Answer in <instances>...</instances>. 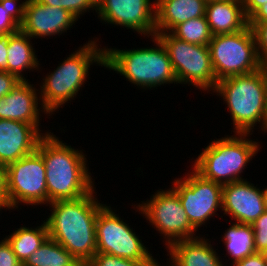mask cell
<instances>
[{"label":"cell","mask_w":267,"mask_h":266,"mask_svg":"<svg viewBox=\"0 0 267 266\" xmlns=\"http://www.w3.org/2000/svg\"><path fill=\"white\" fill-rule=\"evenodd\" d=\"M94 191L75 200L50 202L51 213L45 219L49 237L67 249L83 266L97 252L96 217L106 205L97 200Z\"/></svg>","instance_id":"6da1fadb"},{"label":"cell","mask_w":267,"mask_h":266,"mask_svg":"<svg viewBox=\"0 0 267 266\" xmlns=\"http://www.w3.org/2000/svg\"><path fill=\"white\" fill-rule=\"evenodd\" d=\"M59 138L52 132L45 134L37 147L46 169L48 204L75 200L95 190L86 154Z\"/></svg>","instance_id":"7a4b0ae2"},{"label":"cell","mask_w":267,"mask_h":266,"mask_svg":"<svg viewBox=\"0 0 267 266\" xmlns=\"http://www.w3.org/2000/svg\"><path fill=\"white\" fill-rule=\"evenodd\" d=\"M212 93L222 97L227 105L233 122L234 130L231 132L253 134L259 124V131L265 133L267 66L249 74L221 79Z\"/></svg>","instance_id":"3957f363"},{"label":"cell","mask_w":267,"mask_h":266,"mask_svg":"<svg viewBox=\"0 0 267 266\" xmlns=\"http://www.w3.org/2000/svg\"><path fill=\"white\" fill-rule=\"evenodd\" d=\"M98 40L96 37L79 46L42 79L39 86L40 99L50 116L76 98L87 81L91 65L104 66V47L101 48Z\"/></svg>","instance_id":"277c9868"},{"label":"cell","mask_w":267,"mask_h":266,"mask_svg":"<svg viewBox=\"0 0 267 266\" xmlns=\"http://www.w3.org/2000/svg\"><path fill=\"white\" fill-rule=\"evenodd\" d=\"M154 47L117 49L104 47V67L125 77L137 87L153 90L164 84H177L169 55L156 37Z\"/></svg>","instance_id":"5b68a950"},{"label":"cell","mask_w":267,"mask_h":266,"mask_svg":"<svg viewBox=\"0 0 267 266\" xmlns=\"http://www.w3.org/2000/svg\"><path fill=\"white\" fill-rule=\"evenodd\" d=\"M250 135L234 133L213 139L194 159L192 167L204 178L222 185L246 180L241 174L261 149Z\"/></svg>","instance_id":"8992f818"},{"label":"cell","mask_w":267,"mask_h":266,"mask_svg":"<svg viewBox=\"0 0 267 266\" xmlns=\"http://www.w3.org/2000/svg\"><path fill=\"white\" fill-rule=\"evenodd\" d=\"M211 62L216 80L255 72L261 63L252 28L234 33L213 35L209 42Z\"/></svg>","instance_id":"52a82bcc"},{"label":"cell","mask_w":267,"mask_h":266,"mask_svg":"<svg viewBox=\"0 0 267 266\" xmlns=\"http://www.w3.org/2000/svg\"><path fill=\"white\" fill-rule=\"evenodd\" d=\"M22 203L48 206L46 169L37 150L5 167V210L18 209Z\"/></svg>","instance_id":"ba28073f"},{"label":"cell","mask_w":267,"mask_h":266,"mask_svg":"<svg viewBox=\"0 0 267 266\" xmlns=\"http://www.w3.org/2000/svg\"><path fill=\"white\" fill-rule=\"evenodd\" d=\"M155 36L165 47L177 82L196 87L200 91H214L217 80L211 62L209 46L191 44L174 37L170 32Z\"/></svg>","instance_id":"9c48e42d"},{"label":"cell","mask_w":267,"mask_h":266,"mask_svg":"<svg viewBox=\"0 0 267 266\" xmlns=\"http://www.w3.org/2000/svg\"><path fill=\"white\" fill-rule=\"evenodd\" d=\"M141 202L134 204L133 210L145 216L149 224L156 228L164 238L166 248L177 241L198 237L178 195L171 188L159 189L150 200Z\"/></svg>","instance_id":"30bf717a"},{"label":"cell","mask_w":267,"mask_h":266,"mask_svg":"<svg viewBox=\"0 0 267 266\" xmlns=\"http://www.w3.org/2000/svg\"><path fill=\"white\" fill-rule=\"evenodd\" d=\"M135 229L105 205L96 217L97 252L134 261H156Z\"/></svg>","instance_id":"8fae6325"},{"label":"cell","mask_w":267,"mask_h":266,"mask_svg":"<svg viewBox=\"0 0 267 266\" xmlns=\"http://www.w3.org/2000/svg\"><path fill=\"white\" fill-rule=\"evenodd\" d=\"M174 179L171 189L178 195L192 226L197 230L222 211L223 185L204 178L193 167ZM217 213V214H216Z\"/></svg>","instance_id":"7c38bea8"},{"label":"cell","mask_w":267,"mask_h":266,"mask_svg":"<svg viewBox=\"0 0 267 266\" xmlns=\"http://www.w3.org/2000/svg\"><path fill=\"white\" fill-rule=\"evenodd\" d=\"M155 8V0H97L96 14L104 24L125 27L151 38L156 34Z\"/></svg>","instance_id":"4fadbf2b"},{"label":"cell","mask_w":267,"mask_h":266,"mask_svg":"<svg viewBox=\"0 0 267 266\" xmlns=\"http://www.w3.org/2000/svg\"><path fill=\"white\" fill-rule=\"evenodd\" d=\"M78 19L69 11L48 5L37 0H27L24 19L20 30L33 40L67 33ZM76 22V23H75Z\"/></svg>","instance_id":"5bb4252c"},{"label":"cell","mask_w":267,"mask_h":266,"mask_svg":"<svg viewBox=\"0 0 267 266\" xmlns=\"http://www.w3.org/2000/svg\"><path fill=\"white\" fill-rule=\"evenodd\" d=\"M242 180L223 185L222 211L234 223L252 225L265 211L260 187Z\"/></svg>","instance_id":"9a60e30c"},{"label":"cell","mask_w":267,"mask_h":266,"mask_svg":"<svg viewBox=\"0 0 267 266\" xmlns=\"http://www.w3.org/2000/svg\"><path fill=\"white\" fill-rule=\"evenodd\" d=\"M40 126L0 119V165L6 167L36 151L41 138L50 133H41Z\"/></svg>","instance_id":"2e32d148"},{"label":"cell","mask_w":267,"mask_h":266,"mask_svg":"<svg viewBox=\"0 0 267 266\" xmlns=\"http://www.w3.org/2000/svg\"><path fill=\"white\" fill-rule=\"evenodd\" d=\"M38 91L30 80L21 81L5 97L0 98V119L41 125V115H50L44 109Z\"/></svg>","instance_id":"e0dca14e"},{"label":"cell","mask_w":267,"mask_h":266,"mask_svg":"<svg viewBox=\"0 0 267 266\" xmlns=\"http://www.w3.org/2000/svg\"><path fill=\"white\" fill-rule=\"evenodd\" d=\"M197 235L196 238L177 241L169 246L166 249L169 265L166 266H227L211 241Z\"/></svg>","instance_id":"ac0fdd59"},{"label":"cell","mask_w":267,"mask_h":266,"mask_svg":"<svg viewBox=\"0 0 267 266\" xmlns=\"http://www.w3.org/2000/svg\"><path fill=\"white\" fill-rule=\"evenodd\" d=\"M156 34L171 32L177 25L205 15L204 0H155Z\"/></svg>","instance_id":"d6986e66"},{"label":"cell","mask_w":267,"mask_h":266,"mask_svg":"<svg viewBox=\"0 0 267 266\" xmlns=\"http://www.w3.org/2000/svg\"><path fill=\"white\" fill-rule=\"evenodd\" d=\"M205 16L212 35L241 31L248 26L242 0H218L206 4Z\"/></svg>","instance_id":"ffe728a7"},{"label":"cell","mask_w":267,"mask_h":266,"mask_svg":"<svg viewBox=\"0 0 267 266\" xmlns=\"http://www.w3.org/2000/svg\"><path fill=\"white\" fill-rule=\"evenodd\" d=\"M31 39L21 30L8 35L7 72L21 81H29L23 76L24 72L41 69Z\"/></svg>","instance_id":"44dd1931"},{"label":"cell","mask_w":267,"mask_h":266,"mask_svg":"<svg viewBox=\"0 0 267 266\" xmlns=\"http://www.w3.org/2000/svg\"><path fill=\"white\" fill-rule=\"evenodd\" d=\"M49 237L48 227L45 220L39 226H20L5 239L11 245L14 254L24 264Z\"/></svg>","instance_id":"7402d4cb"},{"label":"cell","mask_w":267,"mask_h":266,"mask_svg":"<svg viewBox=\"0 0 267 266\" xmlns=\"http://www.w3.org/2000/svg\"><path fill=\"white\" fill-rule=\"evenodd\" d=\"M230 264L244 259L254 253L253 228L251 225L229 222V228L221 236ZM228 255V256H227ZM230 256V259H229Z\"/></svg>","instance_id":"603a6c76"},{"label":"cell","mask_w":267,"mask_h":266,"mask_svg":"<svg viewBox=\"0 0 267 266\" xmlns=\"http://www.w3.org/2000/svg\"><path fill=\"white\" fill-rule=\"evenodd\" d=\"M23 266H83L67 249L48 237Z\"/></svg>","instance_id":"cb8c5ba5"},{"label":"cell","mask_w":267,"mask_h":266,"mask_svg":"<svg viewBox=\"0 0 267 266\" xmlns=\"http://www.w3.org/2000/svg\"><path fill=\"white\" fill-rule=\"evenodd\" d=\"M170 33L182 41L203 46H209L213 36L205 15L177 25Z\"/></svg>","instance_id":"d4e9b609"},{"label":"cell","mask_w":267,"mask_h":266,"mask_svg":"<svg viewBox=\"0 0 267 266\" xmlns=\"http://www.w3.org/2000/svg\"><path fill=\"white\" fill-rule=\"evenodd\" d=\"M0 0V37L20 30L27 0ZM18 4V5H17Z\"/></svg>","instance_id":"484cf974"},{"label":"cell","mask_w":267,"mask_h":266,"mask_svg":"<svg viewBox=\"0 0 267 266\" xmlns=\"http://www.w3.org/2000/svg\"><path fill=\"white\" fill-rule=\"evenodd\" d=\"M43 5L59 7L69 11L73 16L79 19L86 12L95 10L97 13V0H37Z\"/></svg>","instance_id":"4316f807"},{"label":"cell","mask_w":267,"mask_h":266,"mask_svg":"<svg viewBox=\"0 0 267 266\" xmlns=\"http://www.w3.org/2000/svg\"><path fill=\"white\" fill-rule=\"evenodd\" d=\"M158 261H134L101 252H96L85 266H155Z\"/></svg>","instance_id":"83f0119b"},{"label":"cell","mask_w":267,"mask_h":266,"mask_svg":"<svg viewBox=\"0 0 267 266\" xmlns=\"http://www.w3.org/2000/svg\"><path fill=\"white\" fill-rule=\"evenodd\" d=\"M253 228L254 252H267V211L255 220Z\"/></svg>","instance_id":"f1b7e54d"},{"label":"cell","mask_w":267,"mask_h":266,"mask_svg":"<svg viewBox=\"0 0 267 266\" xmlns=\"http://www.w3.org/2000/svg\"><path fill=\"white\" fill-rule=\"evenodd\" d=\"M252 30L256 40L259 59L264 66H267V21L258 22Z\"/></svg>","instance_id":"f546056e"},{"label":"cell","mask_w":267,"mask_h":266,"mask_svg":"<svg viewBox=\"0 0 267 266\" xmlns=\"http://www.w3.org/2000/svg\"><path fill=\"white\" fill-rule=\"evenodd\" d=\"M0 241V266H23V263L14 254L11 245L3 237Z\"/></svg>","instance_id":"4dcf8cb0"},{"label":"cell","mask_w":267,"mask_h":266,"mask_svg":"<svg viewBox=\"0 0 267 266\" xmlns=\"http://www.w3.org/2000/svg\"><path fill=\"white\" fill-rule=\"evenodd\" d=\"M21 80L6 71H0V98L5 97Z\"/></svg>","instance_id":"1f68e13d"},{"label":"cell","mask_w":267,"mask_h":266,"mask_svg":"<svg viewBox=\"0 0 267 266\" xmlns=\"http://www.w3.org/2000/svg\"><path fill=\"white\" fill-rule=\"evenodd\" d=\"M230 266H266V261L262 253L254 252L242 260H239Z\"/></svg>","instance_id":"d6a6232c"},{"label":"cell","mask_w":267,"mask_h":266,"mask_svg":"<svg viewBox=\"0 0 267 266\" xmlns=\"http://www.w3.org/2000/svg\"><path fill=\"white\" fill-rule=\"evenodd\" d=\"M263 21H267V3L263 4L248 18V25L253 28L258 22Z\"/></svg>","instance_id":"836d02e7"},{"label":"cell","mask_w":267,"mask_h":266,"mask_svg":"<svg viewBox=\"0 0 267 266\" xmlns=\"http://www.w3.org/2000/svg\"><path fill=\"white\" fill-rule=\"evenodd\" d=\"M8 35L0 37V71L7 72Z\"/></svg>","instance_id":"e575fe53"},{"label":"cell","mask_w":267,"mask_h":266,"mask_svg":"<svg viewBox=\"0 0 267 266\" xmlns=\"http://www.w3.org/2000/svg\"><path fill=\"white\" fill-rule=\"evenodd\" d=\"M266 3L267 0H242L246 17L249 18L258 8Z\"/></svg>","instance_id":"d590c367"},{"label":"cell","mask_w":267,"mask_h":266,"mask_svg":"<svg viewBox=\"0 0 267 266\" xmlns=\"http://www.w3.org/2000/svg\"><path fill=\"white\" fill-rule=\"evenodd\" d=\"M0 203L5 207V167L0 165Z\"/></svg>","instance_id":"8d00e7d4"},{"label":"cell","mask_w":267,"mask_h":266,"mask_svg":"<svg viewBox=\"0 0 267 266\" xmlns=\"http://www.w3.org/2000/svg\"><path fill=\"white\" fill-rule=\"evenodd\" d=\"M263 200H264V208L267 211V187L262 189Z\"/></svg>","instance_id":"74e56055"},{"label":"cell","mask_w":267,"mask_h":266,"mask_svg":"<svg viewBox=\"0 0 267 266\" xmlns=\"http://www.w3.org/2000/svg\"><path fill=\"white\" fill-rule=\"evenodd\" d=\"M265 133H267V104H266V114H265Z\"/></svg>","instance_id":"f35d334b"},{"label":"cell","mask_w":267,"mask_h":266,"mask_svg":"<svg viewBox=\"0 0 267 266\" xmlns=\"http://www.w3.org/2000/svg\"><path fill=\"white\" fill-rule=\"evenodd\" d=\"M263 256H264V258H265L266 266H267V252H264V253H263Z\"/></svg>","instance_id":"ab89813d"},{"label":"cell","mask_w":267,"mask_h":266,"mask_svg":"<svg viewBox=\"0 0 267 266\" xmlns=\"http://www.w3.org/2000/svg\"><path fill=\"white\" fill-rule=\"evenodd\" d=\"M206 3L213 2V1H218V0H204Z\"/></svg>","instance_id":"60d3db41"},{"label":"cell","mask_w":267,"mask_h":266,"mask_svg":"<svg viewBox=\"0 0 267 266\" xmlns=\"http://www.w3.org/2000/svg\"><path fill=\"white\" fill-rule=\"evenodd\" d=\"M3 208L5 209V207L0 203V212H1V209L3 210Z\"/></svg>","instance_id":"b9f144b4"},{"label":"cell","mask_w":267,"mask_h":266,"mask_svg":"<svg viewBox=\"0 0 267 266\" xmlns=\"http://www.w3.org/2000/svg\"><path fill=\"white\" fill-rule=\"evenodd\" d=\"M155 266H161V263H159V264L157 263ZM162 266H164V265H162ZM165 266H166V265H165Z\"/></svg>","instance_id":"7bdbcfd3"}]
</instances>
